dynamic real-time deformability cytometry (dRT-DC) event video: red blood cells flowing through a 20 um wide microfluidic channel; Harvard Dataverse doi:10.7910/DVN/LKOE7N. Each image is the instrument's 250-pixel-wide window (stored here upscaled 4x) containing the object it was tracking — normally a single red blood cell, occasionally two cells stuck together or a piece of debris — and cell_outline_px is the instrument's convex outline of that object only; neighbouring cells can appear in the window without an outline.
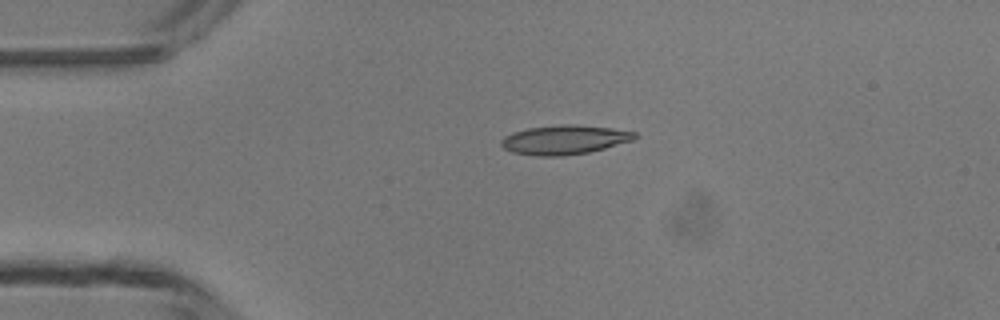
{"species": "common noctule bat (a hibernating species)", "species_latin": "Nyctalus noctula", "temperature_condition": "room temperature", "stored_images_in_passage": 5, "camera_frame_rate_fps": 3000, "um_per_image_px": 0.085, "animal": {"sex": "male", "body_mass_g": 13.3}, "frame": {"image": 1, "passage_image": 3, "time_ms": 2.333, "image_size_px": [1000, 320], "cell_outline_px": [[636, 136], [632, 140], [604, 148], [588, 152], [560, 156], [536, 156], [512, 152], [504, 148], [500, 144], [500, 140], [504, 136], [512, 132], [528, 128], [560, 124], [572, 124], [612, 128], [636, 132]], "centroid_in_image_um": [47.92, 11.87], "position_along_channel_um": 37.1, "area_um2": 22.66}}
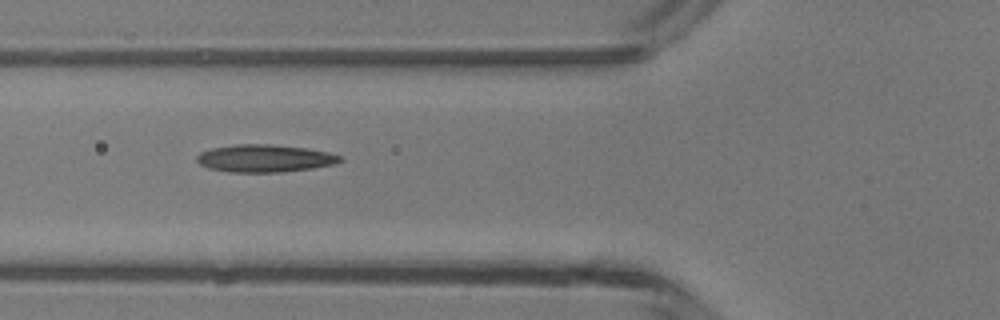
{"frame": {"image": 2, "passage_image": 5, "time_ms": 4.667, "image_size_px": [1000, 320], "cell_outline_px": [[344, 160], [336, 164], [312, 168], [280, 172], [228, 172], [208, 168], [200, 164], [196, 160], [196, 156], [200, 152], [212, 148], [236, 144], [268, 144], [308, 148], [328, 152], [340, 156]], "centroid_in_image_um": [22.5, 13.46], "position_along_channel_um": 103.3, "area_um2": 23.06}}